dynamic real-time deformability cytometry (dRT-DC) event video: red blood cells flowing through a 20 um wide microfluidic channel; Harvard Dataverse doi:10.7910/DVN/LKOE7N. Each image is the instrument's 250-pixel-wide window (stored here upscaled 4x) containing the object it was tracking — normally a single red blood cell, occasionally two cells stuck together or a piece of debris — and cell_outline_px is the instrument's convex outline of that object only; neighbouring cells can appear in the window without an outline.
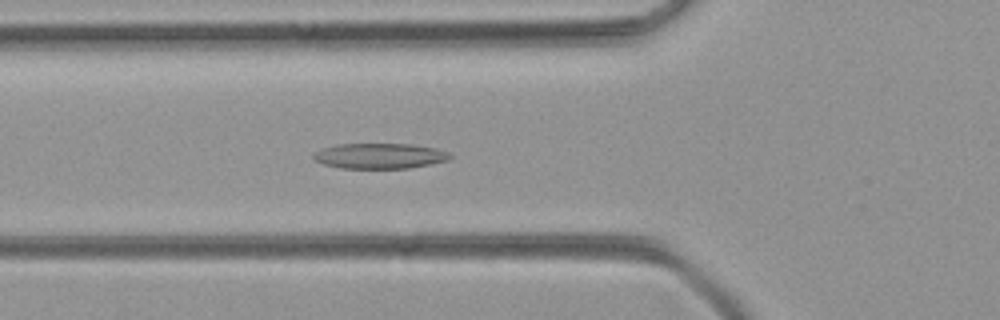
{"species": "common noctule bat (a hibernating species)", "species_latin": "Nyctalus noctula", "temperature_condition": "room temperature", "stored_images_in_passage": 46, "camera_frame_rate_fps": 3000, "um_per_image_px": 0.085, "animal": {"sex": "female", "body_mass_g": 21.9}, "frame": {"image": 1, "passage_image": 14, "time_ms": 4.333, "image_size_px": [1000, 320], "cell_outline_px": [[452, 156], [448, 160], [432, 164], [408, 168], [340, 168], [324, 164], [316, 160], [312, 156], [312, 152], [336, 144], [412, 144], [436, 148], [448, 152]], "centroid_in_image_um": [32.28, 13.25], "position_along_channel_um": 93.5, "area_um2": 20.23}}
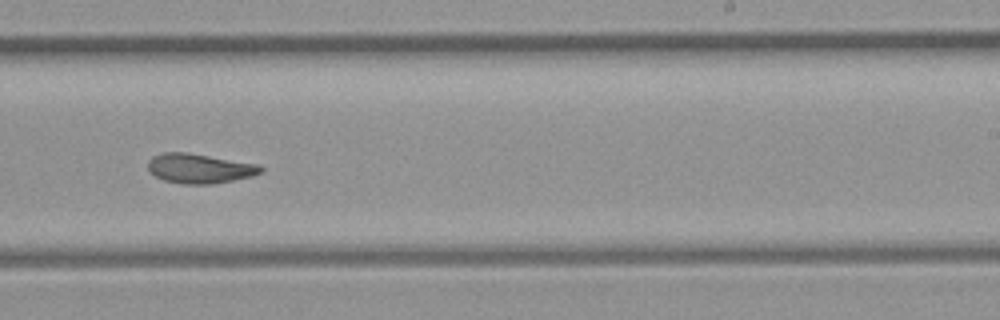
{"frame": {"image": 2, "passage_image": 27, "time_ms": 8.667, "image_size_px": [1000, 320], "cell_outline_px": [[264, 172], [252, 176], [212, 184], [180, 184], [164, 180], [156, 176], [148, 168], [148, 160], [152, 156], [160, 152], [188, 152], [260, 164], [264, 168]], "centroid_in_image_um": [16.99, 14.3], "position_along_channel_um": 272.0, "area_um2": 19.71}}
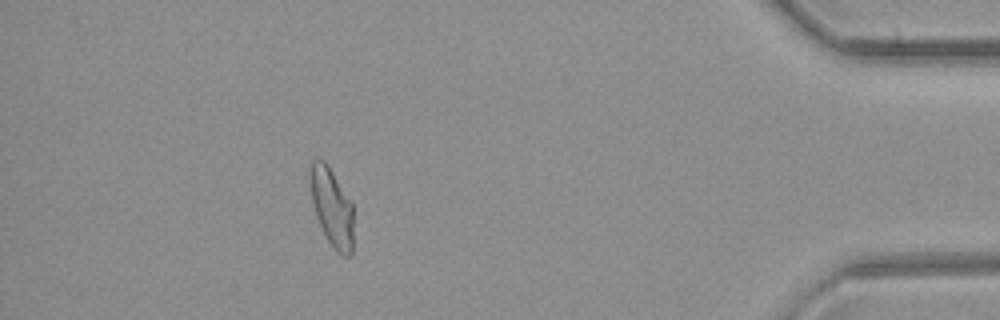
{"frame": {"image": 3, "passage_image": 41, "time_ms": 13.333, "image_size_px": [1000, 320], "cell_outline_px": [[352, 256], [344, 256], [336, 252], [328, 240], [316, 216], [312, 200], [308, 176], [312, 160], [320, 156], [328, 164], [352, 204]], "centroid_in_image_um": [28.18, 17.56], "position_along_channel_um": 407.0, "area_um2": 19.77}}